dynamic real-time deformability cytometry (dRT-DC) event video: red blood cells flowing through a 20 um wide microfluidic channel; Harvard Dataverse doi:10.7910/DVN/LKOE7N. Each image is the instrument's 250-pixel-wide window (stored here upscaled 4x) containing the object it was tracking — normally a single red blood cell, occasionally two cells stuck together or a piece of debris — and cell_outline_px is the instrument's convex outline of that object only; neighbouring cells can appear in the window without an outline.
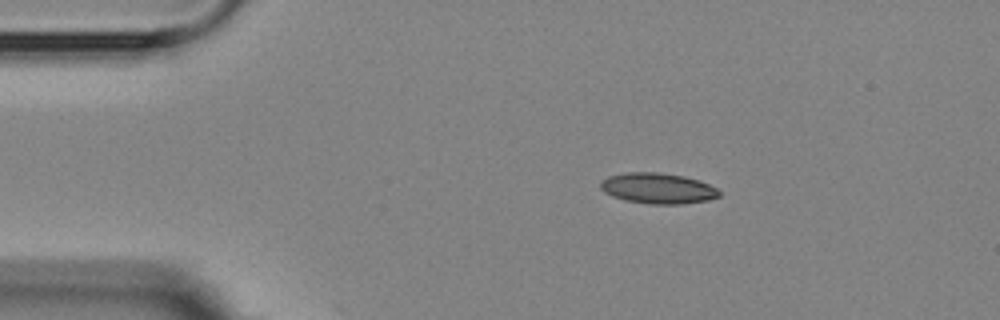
{"species": "Egyptian fruit bat (a non-hibernating species)", "species_latin": "Rousettus aegyptiacus", "temperature_condition": "room temperature", "stored_images_in_passage": 2, "camera_frame_rate_fps": 3000, "um_per_image_px": 0.085, "animal": {"sex": "female"}, "frame": {"image": 1, "passage_image": 1, "time_ms": 0.0, "image_size_px": [1000, 320], "cell_outline_px": [[720, 196], [708, 200], [680, 204], [648, 204], [624, 200], [612, 196], [604, 192], [600, 188], [600, 180], [608, 176], [624, 172], [656, 172], [684, 176], [700, 180], [716, 188], [720, 192]], "centroid_in_image_um": [55.88, 16.0], "position_along_channel_um": 29.1, "area_um2": 21.39}}